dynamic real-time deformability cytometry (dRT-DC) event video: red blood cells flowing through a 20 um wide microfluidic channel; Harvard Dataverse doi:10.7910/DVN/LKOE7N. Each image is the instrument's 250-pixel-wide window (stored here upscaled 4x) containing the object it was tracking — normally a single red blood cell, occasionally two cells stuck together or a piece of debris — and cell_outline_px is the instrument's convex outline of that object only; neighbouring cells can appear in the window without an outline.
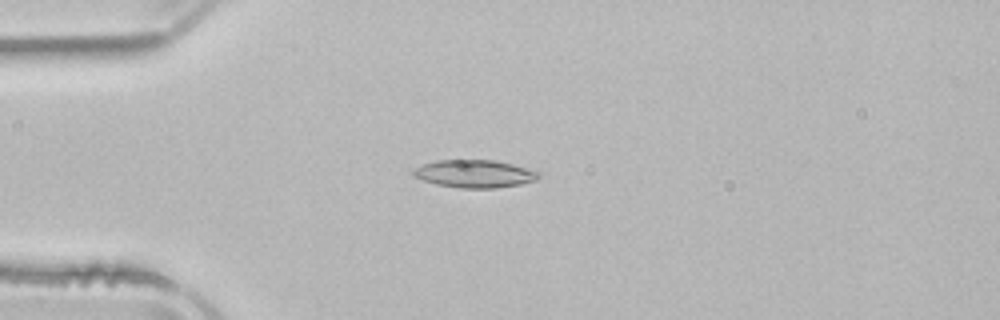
{"species": "common noctule bat (a hibernating species)", "species_latin": "Nyctalus noctula", "temperature_condition": "room temperature", "stored_images_in_passage": 3, "camera_frame_rate_fps": 3000, "um_per_image_px": 0.085, "animal": {"sex": "male", "body_mass_g": 21.5, "forearm_length_mm": 52.0}, "frame": {"image": 1, "passage_image": 2, "time_ms": 1.667, "image_size_px": [1000, 320], "cell_outline_px": [[540, 176], [536, 180], [520, 184], [496, 188], [460, 188], [436, 184], [412, 176], [412, 168], [436, 160], [492, 160], [512, 164], [540, 172]], "centroid_in_image_um": [40.31, 14.77], "position_along_channel_um": 44.7, "area_um2": 20.23}}
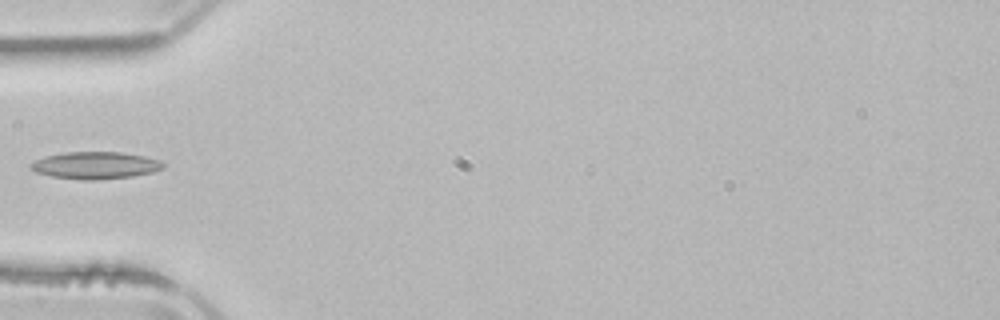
{"frame": {"image": 2, "passage_image": 3, "time_ms": 3.0, "image_size_px": [1000, 320], "cell_outline_px": [[164, 168], [152, 172], [132, 176], [100, 180], [80, 180], [52, 176], [36, 172], [28, 168], [28, 164], [44, 156], [64, 152], [120, 152], [144, 156], [160, 160], [164, 164]], "centroid_in_image_um": [8.07, 14.05], "position_along_channel_um": 76.9, "area_um2": 21.1}}